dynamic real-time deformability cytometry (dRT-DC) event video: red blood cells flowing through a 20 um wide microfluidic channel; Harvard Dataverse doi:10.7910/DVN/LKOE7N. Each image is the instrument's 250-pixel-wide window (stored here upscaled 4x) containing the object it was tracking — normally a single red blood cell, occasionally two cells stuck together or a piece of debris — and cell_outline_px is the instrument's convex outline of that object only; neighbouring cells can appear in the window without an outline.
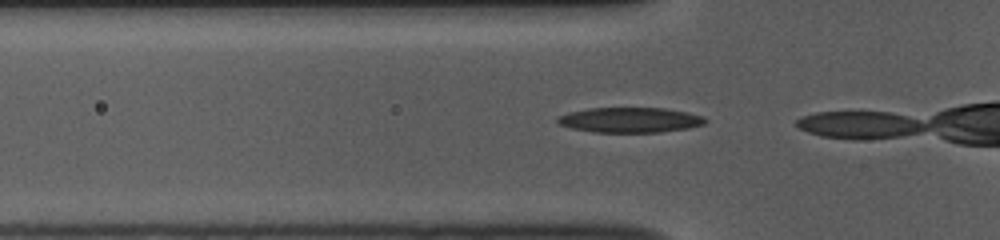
{"species": "common noctule bat (a hibernating species)", "species_latin": "Nyctalus noctula", "temperature_condition": "room temperature", "stored_images_in_passage": 11, "camera_frame_rate_fps": 3000, "um_per_image_px": 0.085, "animal": {"sex": "female", "body_mass_g": 10.0, "forearm_length_mm": 53.1}, "frame": {"image": 1, "passage_image": 10, "time_ms": 3.0, "image_size_px": [1000, 240], "cell_outline_px": [[708, 120], [704, 124], [688, 128], [660, 132], [592, 132], [572, 128], [560, 124], [556, 120], [556, 116], [568, 112], [588, 108], [664, 108], [688, 112], [704, 116]], "centroid_in_image_um": [53.55, 10.19], "position_along_channel_um": 72.3, "area_um2": 21.73}}